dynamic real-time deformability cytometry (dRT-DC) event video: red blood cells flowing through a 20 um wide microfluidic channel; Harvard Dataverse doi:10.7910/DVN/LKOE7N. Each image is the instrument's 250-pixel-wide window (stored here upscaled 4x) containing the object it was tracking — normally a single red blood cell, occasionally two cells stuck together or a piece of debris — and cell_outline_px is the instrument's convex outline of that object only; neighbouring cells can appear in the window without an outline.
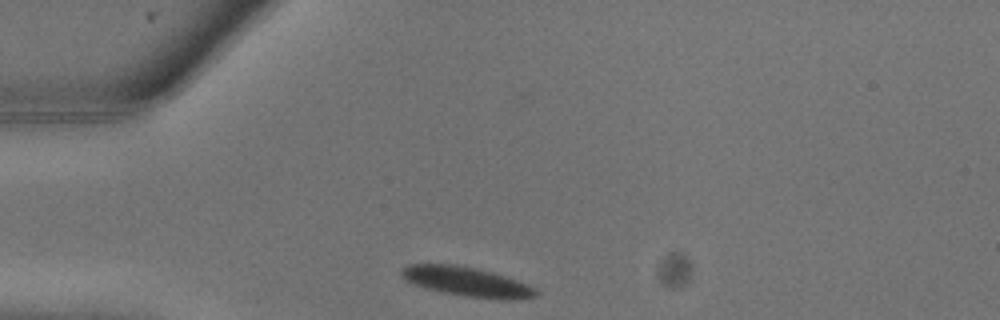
{"species": "common noctule bat (a hibernating species)", "species_latin": "Nyctalus noctula", "temperature_condition": "warm", "stored_images_in_passage": 14, "camera_frame_rate_fps": 3000, "um_per_image_px": 0.085, "animal": {"sex": "male", "body_mass_g": 13.3}, "frame": {"image": 1, "passage_image": 1, "time_ms": 0.0, "image_size_px": [1000, 320], "cell_outline_px": [[540, 292], [536, 296], [508, 300], [504, 300], [464, 296], [444, 292], [428, 288], [416, 284], [400, 276], [400, 268], [408, 264], [452, 264], [476, 268], [492, 272], [528, 284], [536, 288]], "centroid_in_image_um": [39.7, 23.94], "position_along_channel_um": 45.3, "area_um2": 22.89}}
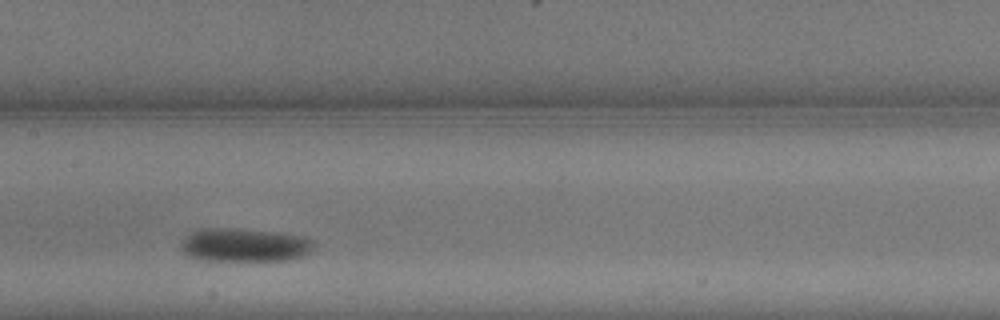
{"frame": {"image": 2, "passage_image": 7, "time_ms": 2.0, "image_size_px": [1000, 320], "cell_outline_px": [[312, 244], [308, 252], [300, 256], [284, 260], [200, 260], [188, 256], [180, 248], [180, 244], [184, 236], [196, 228], [240, 228], [272, 232], [296, 236], [312, 240]], "centroid_in_image_um": [20.62, 20.81], "position_along_channel_um": 186.8, "area_um2": 25.61}}
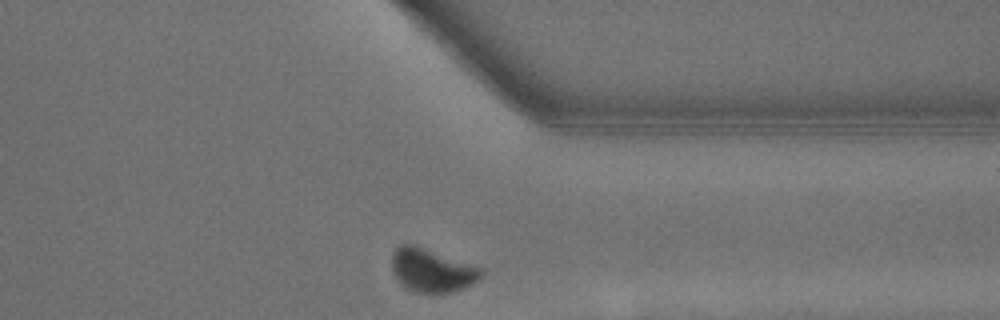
{"frame": {"image": 3, "passage_image": 14, "time_ms": 4.333, "image_size_px": [1000, 320], "cell_outline_px": [[480, 276], [472, 284], [452, 292], [420, 292], [408, 288], [400, 284], [392, 272], [392, 252], [400, 244], [416, 244], [480, 268]], "centroid_in_image_um": [36.63, 22.95], "position_along_channel_um": 374.8, "area_um2": 22.14}}